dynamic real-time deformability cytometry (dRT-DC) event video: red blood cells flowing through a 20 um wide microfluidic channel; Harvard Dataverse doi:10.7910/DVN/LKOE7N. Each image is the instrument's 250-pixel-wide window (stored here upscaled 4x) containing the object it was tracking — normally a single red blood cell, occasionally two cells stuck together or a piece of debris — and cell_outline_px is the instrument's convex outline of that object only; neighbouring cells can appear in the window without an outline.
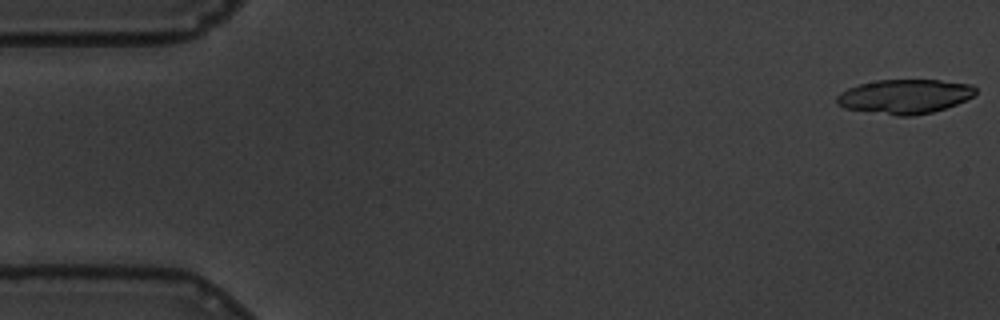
{"species": "common noctule bat (a hibernating species)", "species_latin": "Nyctalus noctula", "temperature_condition": "warm", "stored_images_in_passage": 52, "camera_frame_rate_fps": 3000, "um_per_image_px": 0.085, "animal": {"sex": "male", "body_mass_g": 19.5, "forearm_length_mm": 54.6}, "frame": {"image": 1, "passage_image": 1, "time_ms": 0.0, "image_size_px": [1000, 320], "cell_outline_px": [[976, 92], [972, 96], [956, 104], [932, 112], [912, 116], [896, 116], [844, 108], [836, 104], [836, 96], [840, 92], [848, 88], [860, 84], [876, 80], [940, 80], [972, 84], [976, 88]], "centroid_in_image_um": [76.87, 8.2], "position_along_channel_um": 8.1, "area_um2": 27.8}}